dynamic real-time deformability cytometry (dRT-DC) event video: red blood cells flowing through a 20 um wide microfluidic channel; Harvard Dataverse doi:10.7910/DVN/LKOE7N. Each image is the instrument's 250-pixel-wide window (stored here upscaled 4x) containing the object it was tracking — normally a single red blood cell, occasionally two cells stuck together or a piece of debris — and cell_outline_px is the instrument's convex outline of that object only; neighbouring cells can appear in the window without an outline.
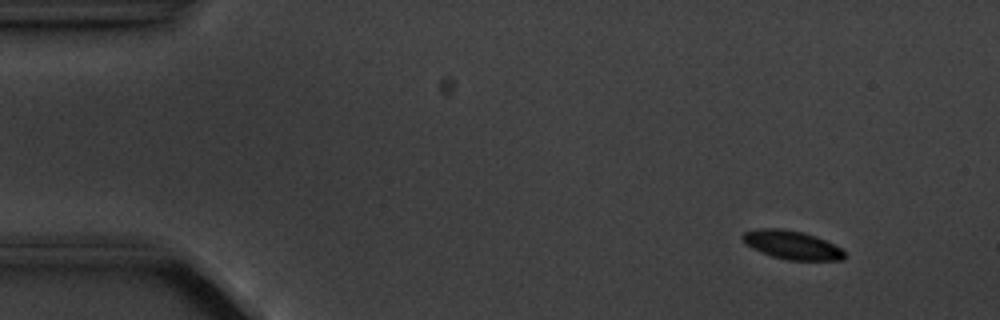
{"species": "common noctule bat (a hibernating species)", "species_latin": "Nyctalus noctula", "temperature_condition": "cold", "stored_images_in_passage": 5, "camera_frame_rate_fps": 3000, "um_per_image_px": 0.085, "animal": {"sex": "male", "body_mass_g": 20.1, "forearm_length_mm": 53.5}, "frame": {"image": 1, "passage_image": 2, "time_ms": 1.0, "image_size_px": [1000, 320], "cell_outline_px": [[844, 260], [784, 260], [772, 256], [752, 248], [744, 244], [740, 236], [744, 232], [756, 228], [780, 228], [804, 232], [816, 236], [844, 248]], "centroid_in_image_um": [67.3, 20.81], "position_along_channel_um": 17.7, "area_um2": 17.28}}